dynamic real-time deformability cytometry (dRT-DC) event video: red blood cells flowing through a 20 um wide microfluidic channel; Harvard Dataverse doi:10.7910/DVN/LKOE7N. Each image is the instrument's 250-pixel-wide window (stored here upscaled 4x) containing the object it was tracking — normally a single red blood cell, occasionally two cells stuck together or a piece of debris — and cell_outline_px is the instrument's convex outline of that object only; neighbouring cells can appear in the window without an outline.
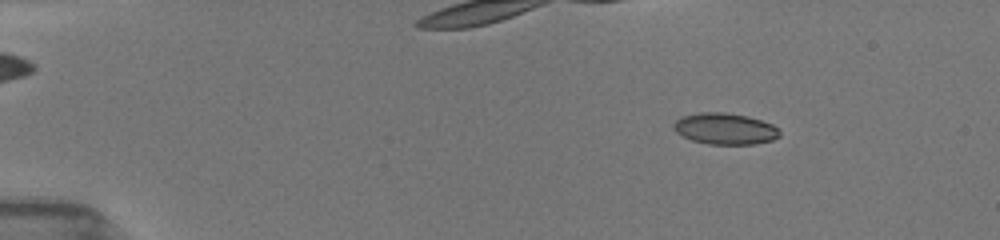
{"species": "common noctule bat (a hibernating species)", "species_latin": "Nyctalus noctula", "temperature_condition": "room temperature", "stored_images_in_passage": 36, "camera_frame_rate_fps": 3000, "um_per_image_px": 0.085, "animal": {"sex": "female", "body_mass_g": 19.5, "forearm_length_mm": 54.1}, "frame": {"image": 1, "passage_image": 11, "time_ms": 2.333, "image_size_px": [1000, 240], "cell_outline_px": [[780, 136], [772, 140], [756, 144], [708, 144], [692, 140], [676, 132], [672, 128], [672, 124], [680, 116], [700, 112], [724, 112], [748, 116], [772, 124], [780, 132]], "centroid_in_image_um": [61.6, 10.93], "position_along_channel_um": 23.4, "area_um2": 19.42}}
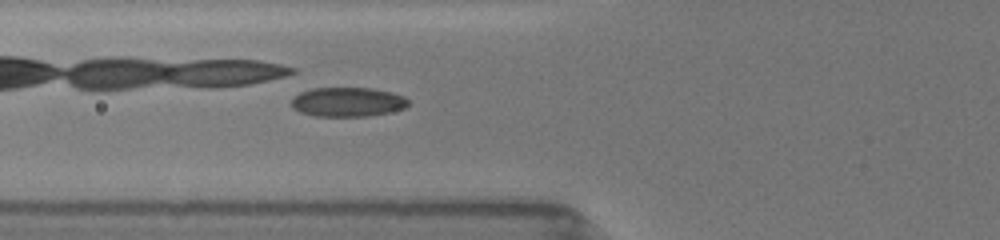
{"frame": {"image": 2, "passage_image": 31, "time_ms": 6.667, "image_size_px": [1000, 240], "cell_outline_px": [[408, 104], [404, 108], [388, 112], [368, 116], [316, 116], [300, 112], [292, 108], [292, 100], [300, 92], [312, 88], [372, 88], [392, 92], [404, 96], [408, 100]], "centroid_in_image_um": [29.55, 8.66], "position_along_channel_um": 96.3, "area_um2": 19.88}}
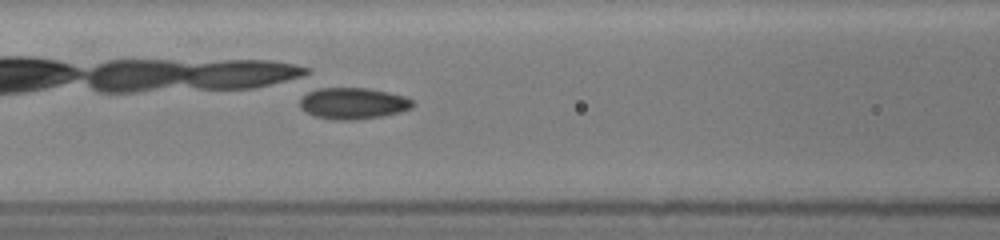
{"frame": {"image": 3, "passage_image": 36, "time_ms": 7.667, "image_size_px": [1000, 240], "cell_outline_px": [[416, 104], [412, 108], [400, 112], [384, 116], [356, 120], [332, 120], [316, 116], [304, 112], [300, 108], [300, 100], [308, 92], [320, 88], [364, 88], [388, 92], [404, 96], [412, 100]], "centroid_in_image_um": [30.03, 8.8], "position_along_channel_um": 136.6, "area_um2": 20.75}}